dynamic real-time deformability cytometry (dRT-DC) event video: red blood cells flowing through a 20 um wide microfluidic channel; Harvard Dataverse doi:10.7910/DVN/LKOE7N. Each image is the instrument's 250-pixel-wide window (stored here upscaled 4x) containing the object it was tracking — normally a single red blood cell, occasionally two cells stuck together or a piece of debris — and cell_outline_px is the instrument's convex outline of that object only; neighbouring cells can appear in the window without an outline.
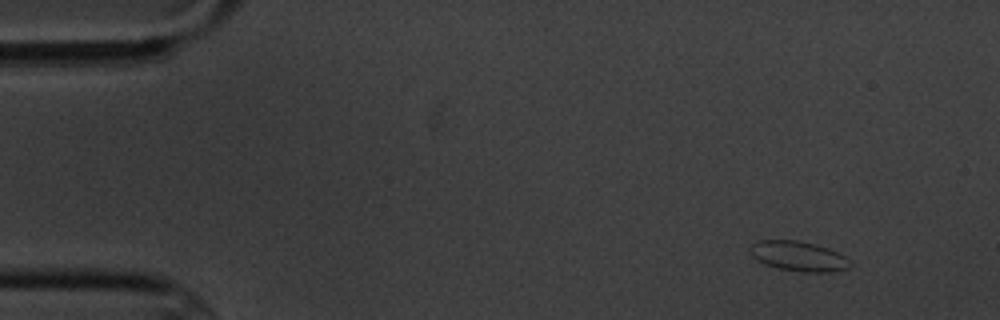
{"species": "common noctule bat (a hibernating species)", "species_latin": "Nyctalus noctula", "temperature_condition": "cold", "stored_images_in_passage": 4, "camera_frame_rate_fps": 3000, "um_per_image_px": 0.085, "animal": {"sex": "male", "body_mass_g": 20.1, "forearm_length_mm": 53.5}, "frame": {"image": 1, "passage_image": 1, "time_ms": 0.0, "image_size_px": [1000, 320], "cell_outline_px": [[852, 264], [848, 268], [832, 272], [804, 272], [776, 268], [764, 264], [756, 260], [752, 256], [748, 248], [752, 244], [760, 240], [796, 240], [828, 248], [844, 256]], "centroid_in_image_um": [67.83, 21.78], "position_along_channel_um": 17.2, "area_um2": 17.4}}
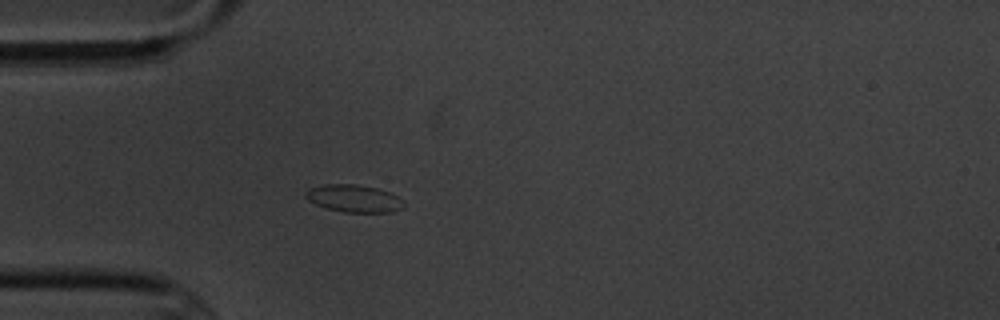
{"frame": {"image": 2, "passage_image": 4, "time_ms": 3.667, "image_size_px": [1000, 320], "cell_outline_px": [[404, 208], [392, 212], [344, 212], [328, 208], [316, 204], [308, 200], [304, 196], [304, 192], [308, 188], [324, 184], [356, 184], [376, 188], [388, 192], [404, 200]], "centroid_in_image_um": [30.07, 16.86], "position_along_channel_um": 54.9, "area_um2": 15.72}}